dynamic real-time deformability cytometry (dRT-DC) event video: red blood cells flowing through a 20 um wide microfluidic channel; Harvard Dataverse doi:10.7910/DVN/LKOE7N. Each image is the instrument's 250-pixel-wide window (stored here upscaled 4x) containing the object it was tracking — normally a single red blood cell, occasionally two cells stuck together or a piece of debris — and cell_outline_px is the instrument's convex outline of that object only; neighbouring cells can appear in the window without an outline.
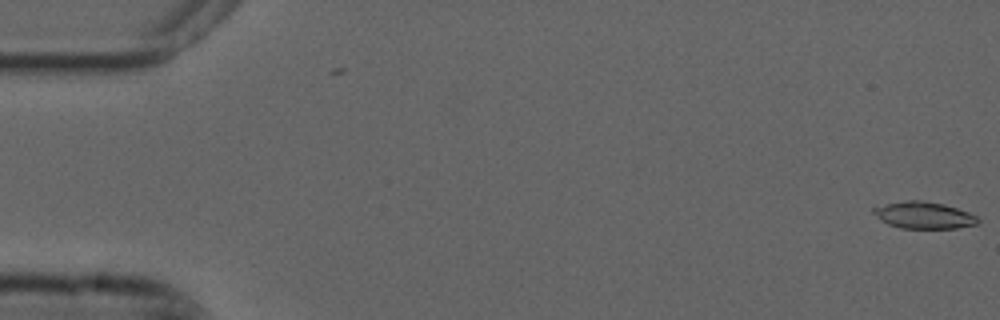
{"species": "common noctule bat (a hibernating species)", "species_latin": "Nyctalus noctula", "temperature_condition": "cold", "stored_images_in_passage": 2, "camera_frame_rate_fps": 3000, "um_per_image_px": 0.085, "animal": {"sex": "male", "forearm_length_mm": 52.5}, "frame": {"image": 1, "passage_image": 2, "time_ms": 0.333, "image_size_px": [1000, 320], "cell_outline_px": [[980, 220], [976, 224], [956, 228], [900, 228], [888, 224], [880, 220], [872, 212], [872, 208], [888, 204], [908, 200], [920, 200], [944, 204], [968, 212], [976, 216]], "centroid_in_image_um": [78.52, 18.3], "position_along_channel_um": 6.5, "area_um2": 16.13}}